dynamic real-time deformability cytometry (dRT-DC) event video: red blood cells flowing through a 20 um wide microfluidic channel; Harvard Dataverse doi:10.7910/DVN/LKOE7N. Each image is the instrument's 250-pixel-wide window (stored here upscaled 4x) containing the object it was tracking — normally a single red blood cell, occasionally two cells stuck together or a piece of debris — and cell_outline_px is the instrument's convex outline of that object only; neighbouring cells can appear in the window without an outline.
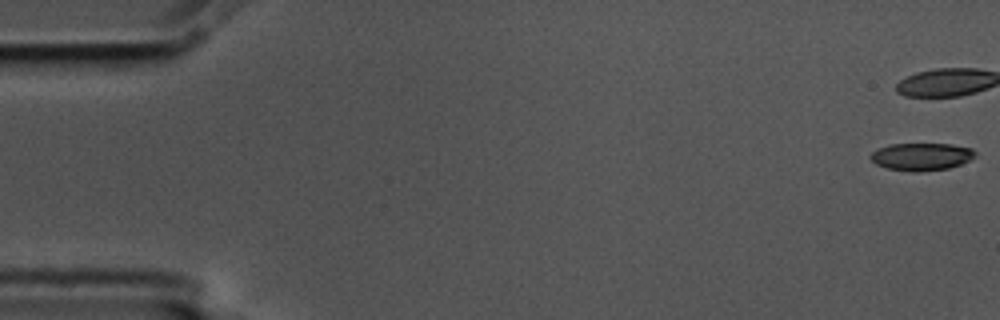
{"species": "common noctule bat (a hibernating species)", "species_latin": "Nyctalus noctula", "temperature_condition": "cold", "stored_images_in_passage": 43, "camera_frame_rate_fps": 3000, "um_per_image_px": 0.085, "animal": {"sex": "male", "body_mass_g": 17.5, "forearm_length_mm": 52.3}, "frame": {"image": 1, "passage_image": 1, "time_ms": 0.0, "image_size_px": [1000, 320], "cell_outline_px": [[976, 152], [968, 160], [960, 164], [948, 168], [920, 172], [912, 172], [888, 168], [876, 164], [868, 156], [872, 152], [888, 144], [952, 144], [972, 148]], "centroid_in_image_um": [78.29, 13.31], "position_along_channel_um": 6.7, "area_um2": 16.65}}